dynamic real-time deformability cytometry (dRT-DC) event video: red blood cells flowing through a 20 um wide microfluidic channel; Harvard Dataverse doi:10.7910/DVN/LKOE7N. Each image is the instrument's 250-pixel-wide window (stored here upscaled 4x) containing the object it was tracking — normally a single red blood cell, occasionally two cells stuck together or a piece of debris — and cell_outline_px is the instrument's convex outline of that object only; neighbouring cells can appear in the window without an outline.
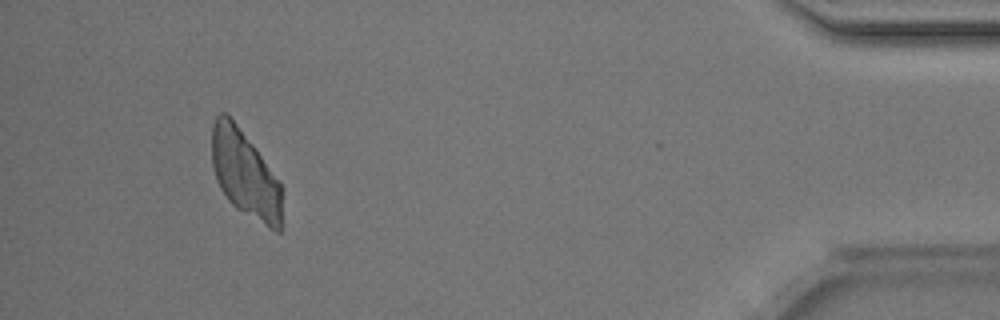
{"species": "Egyptian fruit bat (a non-hibernating species)", "species_latin": "Rousettus aegyptiacus", "temperature_condition": "room temperature", "stored_images_in_passage": 48, "camera_frame_rate_fps": 3000, "um_per_image_px": 0.085, "animal": {"sex": "male"}, "frame": {"image": 1, "passage_image": 45, "time_ms": 14.667, "image_size_px": [1000, 320], "cell_outline_px": [[284, 188], [280, 232], [276, 232], [268, 228], [236, 208], [228, 200], [220, 188], [216, 180], [212, 164], [212, 124], [216, 116], [220, 112], [228, 112], [252, 144]], "centroid_in_image_um": [20.84, 14.8], "position_along_channel_um": 414.4, "area_um2": 35.95}}